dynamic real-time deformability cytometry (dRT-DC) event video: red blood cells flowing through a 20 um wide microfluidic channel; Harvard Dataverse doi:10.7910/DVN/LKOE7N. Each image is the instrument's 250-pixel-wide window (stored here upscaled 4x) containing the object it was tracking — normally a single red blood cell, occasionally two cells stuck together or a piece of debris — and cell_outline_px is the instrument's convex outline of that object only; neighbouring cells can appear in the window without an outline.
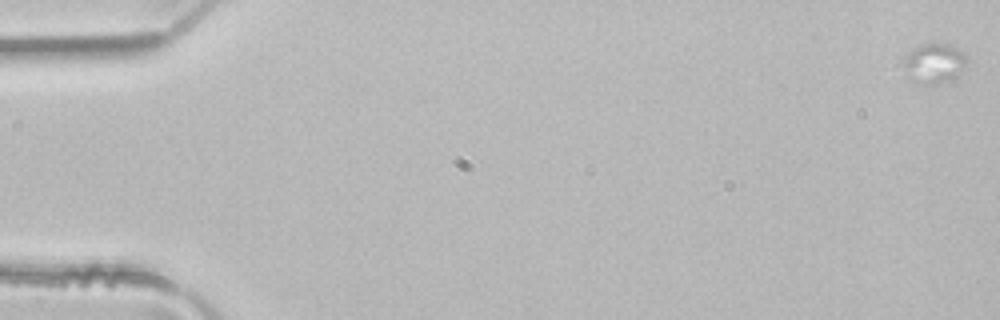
{"species": "common noctule bat (a hibernating species)", "species_latin": "Nyctalus noctula", "temperature_condition": "room temperature", "stored_images_in_passage": 4, "camera_frame_rate_fps": 3000, "um_per_image_px": 0.085, "animal": {"sex": "male", "body_mass_g": 21.5, "forearm_length_mm": 52.0}, "frame": {"image": 1, "passage_image": 4, "time_ms": 1.0, "image_size_px": [1000, 320], "cell_outline_px": [[968, 60], [956, 76], [936, 84], [928, 84], [908, 76], [904, 64], [908, 56], [920, 44], [948, 44], [964, 52], [968, 56]], "centroid_in_image_um": [79.48, 5.35], "position_along_channel_um": 5.5, "area_um2": 13.81}}